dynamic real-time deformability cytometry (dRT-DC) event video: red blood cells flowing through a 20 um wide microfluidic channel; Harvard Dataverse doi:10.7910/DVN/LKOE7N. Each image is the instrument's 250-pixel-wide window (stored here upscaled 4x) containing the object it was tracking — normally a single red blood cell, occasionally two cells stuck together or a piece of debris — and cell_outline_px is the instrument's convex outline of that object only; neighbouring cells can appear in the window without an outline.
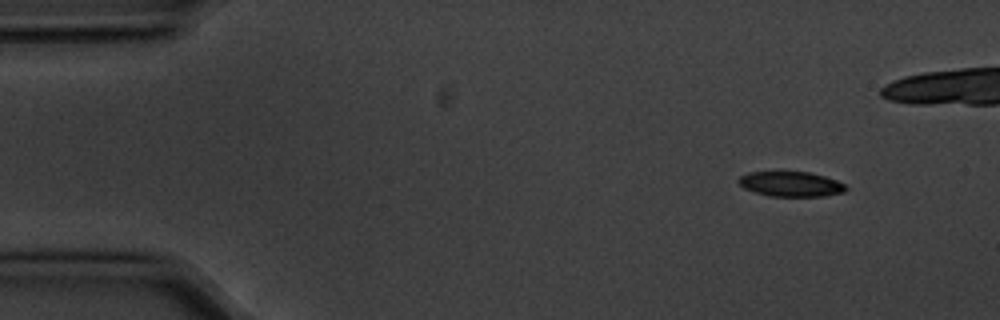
{"species": "common noctule bat (a hibernating species)", "species_latin": "Nyctalus noctula", "temperature_condition": "cold", "stored_images_in_passage": 5, "segment_of_instrument_passage": [2, 2], "camera_frame_rate_fps": 3000, "um_per_image_px": 0.085, "animal": {"sex": "male", "body_mass_g": 20.1, "forearm_length_mm": 53.5}, "frame": {"image": 1, "passage_image": 5, "time_ms": 1.333, "image_size_px": [1000, 320], "cell_outline_px": [[848, 188], [844, 192], [824, 196], [768, 196], [744, 188], [736, 180], [740, 176], [748, 172], [808, 172], [824, 176], [836, 180], [844, 184]], "centroid_in_image_um": [67.21, 15.64], "position_along_channel_um": 17.8, "area_um2": 15.55}}